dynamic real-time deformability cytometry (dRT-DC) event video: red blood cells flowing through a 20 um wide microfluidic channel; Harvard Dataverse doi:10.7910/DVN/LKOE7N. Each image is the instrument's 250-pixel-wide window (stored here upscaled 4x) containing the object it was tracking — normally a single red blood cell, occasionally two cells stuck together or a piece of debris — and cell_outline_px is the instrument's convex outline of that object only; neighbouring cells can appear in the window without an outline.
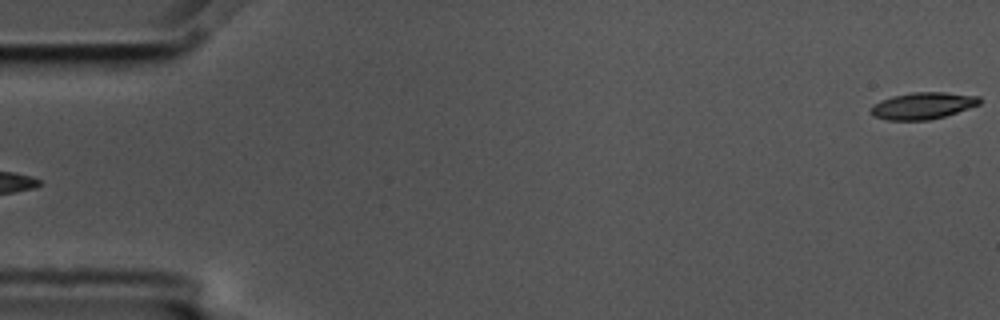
{"species": "common noctule bat (a hibernating species)", "species_latin": "Nyctalus noctula", "temperature_condition": "cold", "stored_images_in_passage": 5, "segment_of_instrument_passage": [2, 2], "camera_frame_rate_fps": 3000, "um_per_image_px": 0.085, "animal": {"sex": "male", "body_mass_g": 17.5, "forearm_length_mm": 52.3}, "frame": {"image": 1, "passage_image": 5, "time_ms": 1.333, "image_size_px": [1000, 320], "cell_outline_px": [[980, 104], [944, 116], [928, 120], [888, 120], [872, 116], [868, 112], [868, 108], [872, 104], [880, 100], [892, 96], [912, 92], [944, 92], [980, 96]], "centroid_in_image_um": [78.36, 8.98], "position_along_channel_um": 6.6, "area_um2": 17.11}}